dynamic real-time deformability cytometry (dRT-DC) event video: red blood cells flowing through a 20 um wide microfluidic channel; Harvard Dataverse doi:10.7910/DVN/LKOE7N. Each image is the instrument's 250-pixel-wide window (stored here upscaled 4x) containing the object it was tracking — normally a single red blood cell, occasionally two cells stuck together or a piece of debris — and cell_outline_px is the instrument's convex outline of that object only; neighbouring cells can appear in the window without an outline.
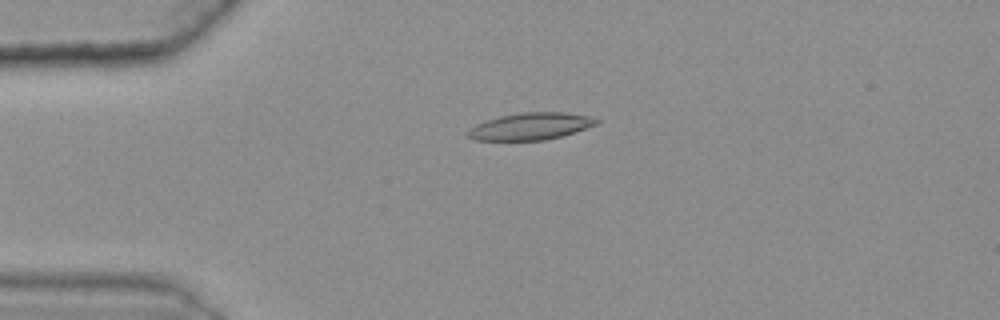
{"species": "common noctule bat (a hibernating species)", "species_latin": "Nyctalus noctula", "temperature_condition": "warm", "stored_images_in_passage": 51, "camera_frame_rate_fps": 3000, "um_per_image_px": 0.085, "animal": {"sex": "female", "body_mass_g": 25.1}, "frame": {"image": 1, "passage_image": 14, "time_ms": 4.333, "image_size_px": [1000, 320], "cell_outline_px": [[600, 124], [560, 136], [544, 140], [476, 140], [464, 136], [464, 132], [476, 124], [500, 116], [520, 112], [568, 112], [588, 116], [600, 120]], "centroid_in_image_um": [45.08, 10.73], "position_along_channel_um": 39.9, "area_um2": 20.35}}
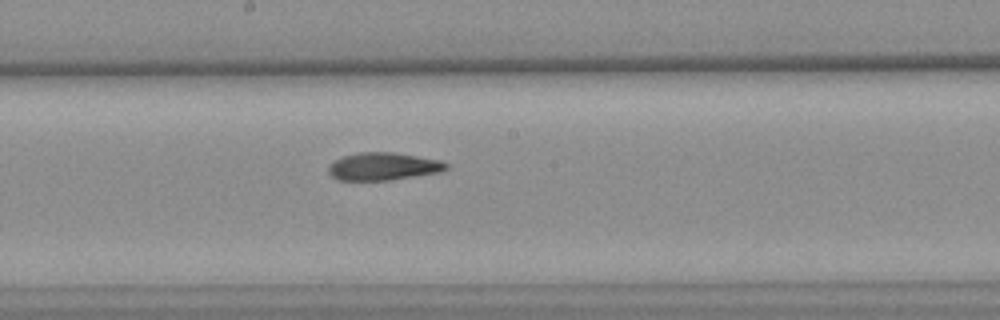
{"frame": {"image": 2, "passage_image": 31, "time_ms": 10.0, "image_size_px": [1000, 320], "cell_outline_px": [[448, 168], [444, 172], [392, 180], [336, 180], [328, 172], [328, 168], [340, 156], [360, 152], [392, 152], [440, 160], [448, 164]], "centroid_in_image_um": [32.61, 14.15], "position_along_channel_um": 215.6, "area_um2": 19.13}}
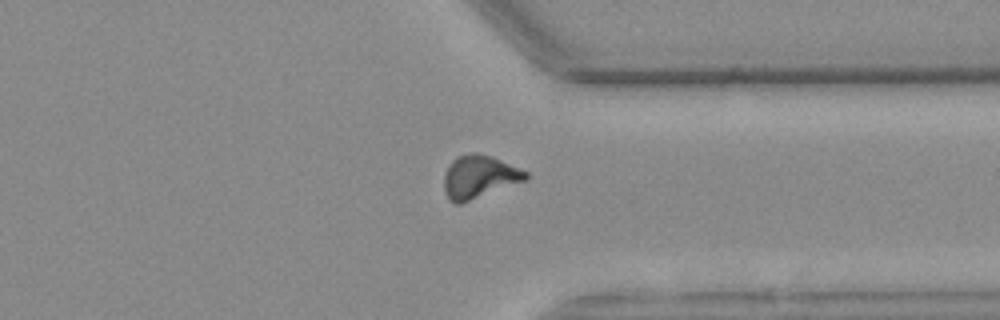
{"frame": {"image": 3, "passage_image": 44, "time_ms": 14.333, "image_size_px": [1000, 320], "cell_outline_px": [[528, 180], [460, 204], [456, 204], [448, 200], [444, 192], [444, 172], [448, 164], [456, 156], [472, 152], [476, 152], [492, 156], [528, 172]], "centroid_in_image_um": [40.71, 15.03], "position_along_channel_um": 370.7, "area_um2": 20.81}, "authors_computed_cell_mechanics": {"area_um2": 19.8832, "velocity_mm_per_s": 3.6071, "shape_relaxation_time_tau1_ms": null, "shape_relaxation_time_tau2_ms": 4.7476, "deformation_change_tau1": null, "deformation_change_tau2": 0.1344}}